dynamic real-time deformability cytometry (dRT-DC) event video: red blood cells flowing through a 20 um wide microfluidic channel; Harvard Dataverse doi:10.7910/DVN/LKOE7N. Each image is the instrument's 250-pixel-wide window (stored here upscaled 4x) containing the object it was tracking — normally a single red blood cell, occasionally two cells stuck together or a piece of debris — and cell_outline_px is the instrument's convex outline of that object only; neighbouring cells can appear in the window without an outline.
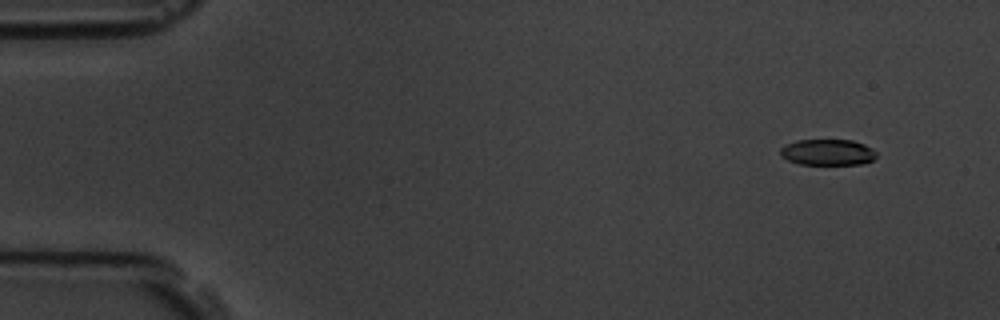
{"species": "common noctule bat (a hibernating species)", "species_latin": "Nyctalus noctula", "temperature_condition": "room temperature", "stored_images_in_passage": 4, "camera_frame_rate_fps": 3000, "um_per_image_px": 0.085, "animal": {"sex": "male", "body_mass_g": 19.5, "forearm_length_mm": 54.6}, "frame": {"image": 1, "passage_image": 1, "time_ms": 0.0, "image_size_px": [1000, 320], "cell_outline_px": [[876, 156], [872, 160], [864, 164], [800, 164], [788, 160], [780, 156], [780, 148], [784, 144], [796, 140], [852, 140], [864, 144], [872, 148], [876, 152]], "centroid_in_image_um": [70.33, 12.94], "position_along_channel_um": 14.7, "area_um2": 14.68}}
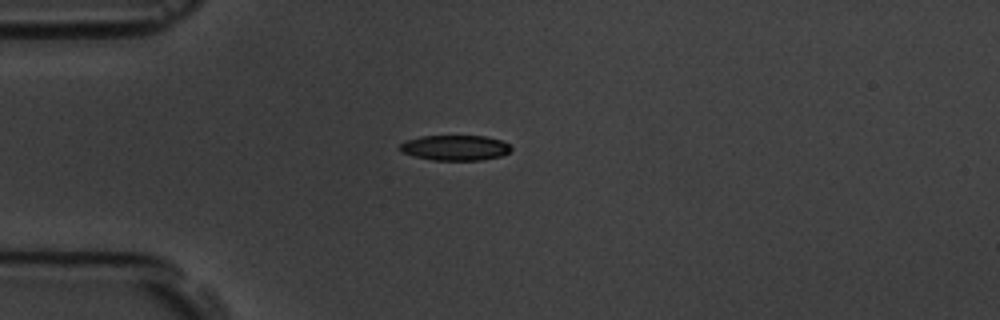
{"frame": {"image": 2, "passage_image": 4, "time_ms": 3.333, "image_size_px": [1000, 320], "cell_outline_px": [[512, 148], [508, 152], [500, 156], [480, 160], [432, 160], [400, 152], [400, 144], [404, 140], [420, 136], [484, 136], [500, 140], [508, 144]], "centroid_in_image_um": [38.64, 12.55], "position_along_channel_um": 46.4, "area_um2": 16.3}}